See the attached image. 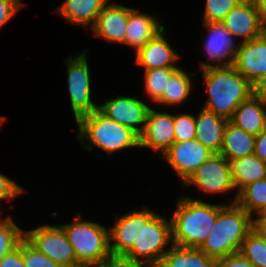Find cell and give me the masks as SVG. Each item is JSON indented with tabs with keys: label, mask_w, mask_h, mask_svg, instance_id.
Masks as SVG:
<instances>
[{
	"label": "cell",
	"mask_w": 266,
	"mask_h": 267,
	"mask_svg": "<svg viewBox=\"0 0 266 267\" xmlns=\"http://www.w3.org/2000/svg\"><path fill=\"white\" fill-rule=\"evenodd\" d=\"M116 217L109 226L110 251L114 255H125L150 267L159 266L163 256L171 247L172 223L143 206Z\"/></svg>",
	"instance_id": "cell-1"
},
{
	"label": "cell",
	"mask_w": 266,
	"mask_h": 267,
	"mask_svg": "<svg viewBox=\"0 0 266 267\" xmlns=\"http://www.w3.org/2000/svg\"><path fill=\"white\" fill-rule=\"evenodd\" d=\"M176 201V208L171 214L172 242L182 247L199 248L217 219L219 204L186 195Z\"/></svg>",
	"instance_id": "cell-2"
},
{
	"label": "cell",
	"mask_w": 266,
	"mask_h": 267,
	"mask_svg": "<svg viewBox=\"0 0 266 267\" xmlns=\"http://www.w3.org/2000/svg\"><path fill=\"white\" fill-rule=\"evenodd\" d=\"M207 98L203 108L230 120L237 107L252 95V84L232 65L202 71Z\"/></svg>",
	"instance_id": "cell-3"
},
{
	"label": "cell",
	"mask_w": 266,
	"mask_h": 267,
	"mask_svg": "<svg viewBox=\"0 0 266 267\" xmlns=\"http://www.w3.org/2000/svg\"><path fill=\"white\" fill-rule=\"evenodd\" d=\"M253 229V217L237 202L221 203L211 232L199 249L213 259L230 256L240 252L243 241Z\"/></svg>",
	"instance_id": "cell-4"
},
{
	"label": "cell",
	"mask_w": 266,
	"mask_h": 267,
	"mask_svg": "<svg viewBox=\"0 0 266 267\" xmlns=\"http://www.w3.org/2000/svg\"><path fill=\"white\" fill-rule=\"evenodd\" d=\"M76 123L77 139L89 152L93 150L94 146L102 149L108 155L127 148H139V136L135 132L111 120L99 109L81 116Z\"/></svg>",
	"instance_id": "cell-5"
},
{
	"label": "cell",
	"mask_w": 266,
	"mask_h": 267,
	"mask_svg": "<svg viewBox=\"0 0 266 267\" xmlns=\"http://www.w3.org/2000/svg\"><path fill=\"white\" fill-rule=\"evenodd\" d=\"M72 223L59 224L73 247L77 261L83 267H97L110 254L109 227L82 220L77 213Z\"/></svg>",
	"instance_id": "cell-6"
},
{
	"label": "cell",
	"mask_w": 266,
	"mask_h": 267,
	"mask_svg": "<svg viewBox=\"0 0 266 267\" xmlns=\"http://www.w3.org/2000/svg\"><path fill=\"white\" fill-rule=\"evenodd\" d=\"M87 48L76 56H69L64 63L67 66V87L70 106L75 122L83 115L92 113L99 108L93 102L91 76L87 59Z\"/></svg>",
	"instance_id": "cell-7"
},
{
	"label": "cell",
	"mask_w": 266,
	"mask_h": 267,
	"mask_svg": "<svg viewBox=\"0 0 266 267\" xmlns=\"http://www.w3.org/2000/svg\"><path fill=\"white\" fill-rule=\"evenodd\" d=\"M24 239L62 267H83L77 261L73 247L59 224H42L24 230Z\"/></svg>",
	"instance_id": "cell-8"
},
{
	"label": "cell",
	"mask_w": 266,
	"mask_h": 267,
	"mask_svg": "<svg viewBox=\"0 0 266 267\" xmlns=\"http://www.w3.org/2000/svg\"><path fill=\"white\" fill-rule=\"evenodd\" d=\"M193 185L207 194H227L235 190L229 161L220 153L212 154L183 183L185 188Z\"/></svg>",
	"instance_id": "cell-9"
},
{
	"label": "cell",
	"mask_w": 266,
	"mask_h": 267,
	"mask_svg": "<svg viewBox=\"0 0 266 267\" xmlns=\"http://www.w3.org/2000/svg\"><path fill=\"white\" fill-rule=\"evenodd\" d=\"M203 27L206 28L207 36L202 48L208 60L200 62L198 71L232 65L238 50V41L222 22L203 23Z\"/></svg>",
	"instance_id": "cell-10"
},
{
	"label": "cell",
	"mask_w": 266,
	"mask_h": 267,
	"mask_svg": "<svg viewBox=\"0 0 266 267\" xmlns=\"http://www.w3.org/2000/svg\"><path fill=\"white\" fill-rule=\"evenodd\" d=\"M151 107L136 97L118 95L99 104V110L111 120L130 128L138 136L144 130Z\"/></svg>",
	"instance_id": "cell-11"
},
{
	"label": "cell",
	"mask_w": 266,
	"mask_h": 267,
	"mask_svg": "<svg viewBox=\"0 0 266 267\" xmlns=\"http://www.w3.org/2000/svg\"><path fill=\"white\" fill-rule=\"evenodd\" d=\"M212 154L207 147L198 140L174 142L161 158L169 164L184 183L190 175Z\"/></svg>",
	"instance_id": "cell-12"
},
{
	"label": "cell",
	"mask_w": 266,
	"mask_h": 267,
	"mask_svg": "<svg viewBox=\"0 0 266 267\" xmlns=\"http://www.w3.org/2000/svg\"><path fill=\"white\" fill-rule=\"evenodd\" d=\"M174 142V114L150 108L139 136V148H151L162 156Z\"/></svg>",
	"instance_id": "cell-13"
},
{
	"label": "cell",
	"mask_w": 266,
	"mask_h": 267,
	"mask_svg": "<svg viewBox=\"0 0 266 267\" xmlns=\"http://www.w3.org/2000/svg\"><path fill=\"white\" fill-rule=\"evenodd\" d=\"M166 32V33H165ZM165 27L135 53V62L144 71L158 68H179L181 56L167 41Z\"/></svg>",
	"instance_id": "cell-14"
},
{
	"label": "cell",
	"mask_w": 266,
	"mask_h": 267,
	"mask_svg": "<svg viewBox=\"0 0 266 267\" xmlns=\"http://www.w3.org/2000/svg\"><path fill=\"white\" fill-rule=\"evenodd\" d=\"M232 66L251 84L266 74V33L253 40L239 42Z\"/></svg>",
	"instance_id": "cell-15"
},
{
	"label": "cell",
	"mask_w": 266,
	"mask_h": 267,
	"mask_svg": "<svg viewBox=\"0 0 266 267\" xmlns=\"http://www.w3.org/2000/svg\"><path fill=\"white\" fill-rule=\"evenodd\" d=\"M129 19V6L108 2L91 27L93 35L107 42L124 44Z\"/></svg>",
	"instance_id": "cell-16"
},
{
	"label": "cell",
	"mask_w": 266,
	"mask_h": 267,
	"mask_svg": "<svg viewBox=\"0 0 266 267\" xmlns=\"http://www.w3.org/2000/svg\"><path fill=\"white\" fill-rule=\"evenodd\" d=\"M222 23L236 40L243 38L239 39V42L253 40L265 30L255 4L251 3H239L226 15Z\"/></svg>",
	"instance_id": "cell-17"
},
{
	"label": "cell",
	"mask_w": 266,
	"mask_h": 267,
	"mask_svg": "<svg viewBox=\"0 0 266 267\" xmlns=\"http://www.w3.org/2000/svg\"><path fill=\"white\" fill-rule=\"evenodd\" d=\"M163 28L164 25L158 16L129 7L124 45L133 48L136 53Z\"/></svg>",
	"instance_id": "cell-18"
},
{
	"label": "cell",
	"mask_w": 266,
	"mask_h": 267,
	"mask_svg": "<svg viewBox=\"0 0 266 267\" xmlns=\"http://www.w3.org/2000/svg\"><path fill=\"white\" fill-rule=\"evenodd\" d=\"M228 119L203 107L195 114L196 136L213 153H220Z\"/></svg>",
	"instance_id": "cell-19"
},
{
	"label": "cell",
	"mask_w": 266,
	"mask_h": 267,
	"mask_svg": "<svg viewBox=\"0 0 266 267\" xmlns=\"http://www.w3.org/2000/svg\"><path fill=\"white\" fill-rule=\"evenodd\" d=\"M230 121L250 134L259 135L266 130V102L251 95L237 107Z\"/></svg>",
	"instance_id": "cell-20"
},
{
	"label": "cell",
	"mask_w": 266,
	"mask_h": 267,
	"mask_svg": "<svg viewBox=\"0 0 266 267\" xmlns=\"http://www.w3.org/2000/svg\"><path fill=\"white\" fill-rule=\"evenodd\" d=\"M110 0H64L55 13L74 25L92 27L96 17Z\"/></svg>",
	"instance_id": "cell-21"
},
{
	"label": "cell",
	"mask_w": 266,
	"mask_h": 267,
	"mask_svg": "<svg viewBox=\"0 0 266 267\" xmlns=\"http://www.w3.org/2000/svg\"><path fill=\"white\" fill-rule=\"evenodd\" d=\"M236 195L230 203H235L238 193L248 184L266 177V162L254 154L229 161ZM231 201V202H230Z\"/></svg>",
	"instance_id": "cell-22"
},
{
	"label": "cell",
	"mask_w": 266,
	"mask_h": 267,
	"mask_svg": "<svg viewBox=\"0 0 266 267\" xmlns=\"http://www.w3.org/2000/svg\"><path fill=\"white\" fill-rule=\"evenodd\" d=\"M255 135L237 127L228 120L225 127L220 154L228 161L253 155Z\"/></svg>",
	"instance_id": "cell-23"
},
{
	"label": "cell",
	"mask_w": 266,
	"mask_h": 267,
	"mask_svg": "<svg viewBox=\"0 0 266 267\" xmlns=\"http://www.w3.org/2000/svg\"><path fill=\"white\" fill-rule=\"evenodd\" d=\"M158 267H214L215 259L199 248L172 245Z\"/></svg>",
	"instance_id": "cell-24"
},
{
	"label": "cell",
	"mask_w": 266,
	"mask_h": 267,
	"mask_svg": "<svg viewBox=\"0 0 266 267\" xmlns=\"http://www.w3.org/2000/svg\"><path fill=\"white\" fill-rule=\"evenodd\" d=\"M182 67L177 68L169 77L163 96L156 102L161 106H180L191 95L193 88L190 74Z\"/></svg>",
	"instance_id": "cell-25"
},
{
	"label": "cell",
	"mask_w": 266,
	"mask_h": 267,
	"mask_svg": "<svg viewBox=\"0 0 266 267\" xmlns=\"http://www.w3.org/2000/svg\"><path fill=\"white\" fill-rule=\"evenodd\" d=\"M236 202L253 217L266 204V177L246 185Z\"/></svg>",
	"instance_id": "cell-26"
},
{
	"label": "cell",
	"mask_w": 266,
	"mask_h": 267,
	"mask_svg": "<svg viewBox=\"0 0 266 267\" xmlns=\"http://www.w3.org/2000/svg\"><path fill=\"white\" fill-rule=\"evenodd\" d=\"M240 253L255 267H266V232L254 228L243 241Z\"/></svg>",
	"instance_id": "cell-27"
},
{
	"label": "cell",
	"mask_w": 266,
	"mask_h": 267,
	"mask_svg": "<svg viewBox=\"0 0 266 267\" xmlns=\"http://www.w3.org/2000/svg\"><path fill=\"white\" fill-rule=\"evenodd\" d=\"M177 68H158L144 71V89L150 102H156L163 96L170 75Z\"/></svg>",
	"instance_id": "cell-28"
},
{
	"label": "cell",
	"mask_w": 266,
	"mask_h": 267,
	"mask_svg": "<svg viewBox=\"0 0 266 267\" xmlns=\"http://www.w3.org/2000/svg\"><path fill=\"white\" fill-rule=\"evenodd\" d=\"M24 238V229L20 228L11 218L0 226V258L12 251Z\"/></svg>",
	"instance_id": "cell-29"
},
{
	"label": "cell",
	"mask_w": 266,
	"mask_h": 267,
	"mask_svg": "<svg viewBox=\"0 0 266 267\" xmlns=\"http://www.w3.org/2000/svg\"><path fill=\"white\" fill-rule=\"evenodd\" d=\"M239 0H205L202 23L222 22Z\"/></svg>",
	"instance_id": "cell-30"
},
{
	"label": "cell",
	"mask_w": 266,
	"mask_h": 267,
	"mask_svg": "<svg viewBox=\"0 0 266 267\" xmlns=\"http://www.w3.org/2000/svg\"><path fill=\"white\" fill-rule=\"evenodd\" d=\"M175 142H185L195 139V116L190 113L174 114Z\"/></svg>",
	"instance_id": "cell-31"
},
{
	"label": "cell",
	"mask_w": 266,
	"mask_h": 267,
	"mask_svg": "<svg viewBox=\"0 0 266 267\" xmlns=\"http://www.w3.org/2000/svg\"><path fill=\"white\" fill-rule=\"evenodd\" d=\"M24 267H62L22 239Z\"/></svg>",
	"instance_id": "cell-32"
},
{
	"label": "cell",
	"mask_w": 266,
	"mask_h": 267,
	"mask_svg": "<svg viewBox=\"0 0 266 267\" xmlns=\"http://www.w3.org/2000/svg\"><path fill=\"white\" fill-rule=\"evenodd\" d=\"M24 193H26L25 188L14 182L7 175L0 173V203L2 200H15V198Z\"/></svg>",
	"instance_id": "cell-33"
},
{
	"label": "cell",
	"mask_w": 266,
	"mask_h": 267,
	"mask_svg": "<svg viewBox=\"0 0 266 267\" xmlns=\"http://www.w3.org/2000/svg\"><path fill=\"white\" fill-rule=\"evenodd\" d=\"M24 6L21 0H0V30Z\"/></svg>",
	"instance_id": "cell-34"
},
{
	"label": "cell",
	"mask_w": 266,
	"mask_h": 267,
	"mask_svg": "<svg viewBox=\"0 0 266 267\" xmlns=\"http://www.w3.org/2000/svg\"><path fill=\"white\" fill-rule=\"evenodd\" d=\"M97 267H150L125 255L110 254Z\"/></svg>",
	"instance_id": "cell-35"
},
{
	"label": "cell",
	"mask_w": 266,
	"mask_h": 267,
	"mask_svg": "<svg viewBox=\"0 0 266 267\" xmlns=\"http://www.w3.org/2000/svg\"><path fill=\"white\" fill-rule=\"evenodd\" d=\"M214 267H255L240 252L230 256L215 259Z\"/></svg>",
	"instance_id": "cell-36"
},
{
	"label": "cell",
	"mask_w": 266,
	"mask_h": 267,
	"mask_svg": "<svg viewBox=\"0 0 266 267\" xmlns=\"http://www.w3.org/2000/svg\"><path fill=\"white\" fill-rule=\"evenodd\" d=\"M0 267H24L22 240L17 247L0 258Z\"/></svg>",
	"instance_id": "cell-37"
},
{
	"label": "cell",
	"mask_w": 266,
	"mask_h": 267,
	"mask_svg": "<svg viewBox=\"0 0 266 267\" xmlns=\"http://www.w3.org/2000/svg\"><path fill=\"white\" fill-rule=\"evenodd\" d=\"M260 160L266 162V130L255 136L254 153Z\"/></svg>",
	"instance_id": "cell-38"
},
{
	"label": "cell",
	"mask_w": 266,
	"mask_h": 267,
	"mask_svg": "<svg viewBox=\"0 0 266 267\" xmlns=\"http://www.w3.org/2000/svg\"><path fill=\"white\" fill-rule=\"evenodd\" d=\"M252 95L266 102V74L252 83Z\"/></svg>",
	"instance_id": "cell-39"
},
{
	"label": "cell",
	"mask_w": 266,
	"mask_h": 267,
	"mask_svg": "<svg viewBox=\"0 0 266 267\" xmlns=\"http://www.w3.org/2000/svg\"><path fill=\"white\" fill-rule=\"evenodd\" d=\"M253 225L259 230L266 229V204L253 217Z\"/></svg>",
	"instance_id": "cell-40"
},
{
	"label": "cell",
	"mask_w": 266,
	"mask_h": 267,
	"mask_svg": "<svg viewBox=\"0 0 266 267\" xmlns=\"http://www.w3.org/2000/svg\"><path fill=\"white\" fill-rule=\"evenodd\" d=\"M255 7L259 13L261 22L266 25V0H257Z\"/></svg>",
	"instance_id": "cell-41"
},
{
	"label": "cell",
	"mask_w": 266,
	"mask_h": 267,
	"mask_svg": "<svg viewBox=\"0 0 266 267\" xmlns=\"http://www.w3.org/2000/svg\"><path fill=\"white\" fill-rule=\"evenodd\" d=\"M1 215L2 214L0 213V226L3 225L4 223L8 222L12 218L11 217L12 215L9 214L8 216L4 217V219L2 220Z\"/></svg>",
	"instance_id": "cell-42"
},
{
	"label": "cell",
	"mask_w": 266,
	"mask_h": 267,
	"mask_svg": "<svg viewBox=\"0 0 266 267\" xmlns=\"http://www.w3.org/2000/svg\"><path fill=\"white\" fill-rule=\"evenodd\" d=\"M240 3H251V4H255L257 2V0H239Z\"/></svg>",
	"instance_id": "cell-43"
},
{
	"label": "cell",
	"mask_w": 266,
	"mask_h": 267,
	"mask_svg": "<svg viewBox=\"0 0 266 267\" xmlns=\"http://www.w3.org/2000/svg\"><path fill=\"white\" fill-rule=\"evenodd\" d=\"M6 121V117L4 115H1L0 116V129H1V126L2 124Z\"/></svg>",
	"instance_id": "cell-44"
}]
</instances>
